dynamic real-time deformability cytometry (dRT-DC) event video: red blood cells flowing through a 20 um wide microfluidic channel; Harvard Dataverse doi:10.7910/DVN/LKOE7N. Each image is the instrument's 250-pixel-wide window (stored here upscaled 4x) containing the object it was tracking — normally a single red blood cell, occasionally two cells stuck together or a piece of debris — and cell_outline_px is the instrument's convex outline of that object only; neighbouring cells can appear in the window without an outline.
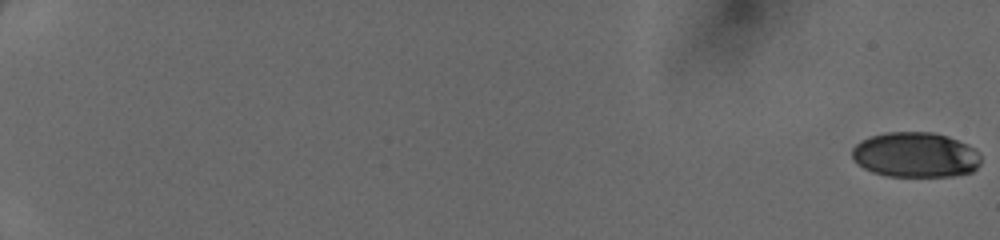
{"species": "human", "species_latin": "Homo sapiens", "temperature_condition": "cold", "stored_images_in_passage": 51, "camera_frame_rate_fps": 3000, "um_per_image_px": 0.085, "donor": {"sex": "female"}, "frame": {"image": 1, "passage_image": 1, "time_ms": 0.0, "image_size_px": [1000, 240], "cell_outline_px": [[980, 164], [972, 172], [952, 176], [884, 176], [872, 172], [856, 164], [852, 160], [852, 148], [856, 144], [872, 136], [888, 132], [932, 132], [948, 136], [968, 144], [980, 152]], "centroid_in_image_um": [77.82, 13.17], "position_along_channel_um": 7.2, "area_um2": 34.1}}
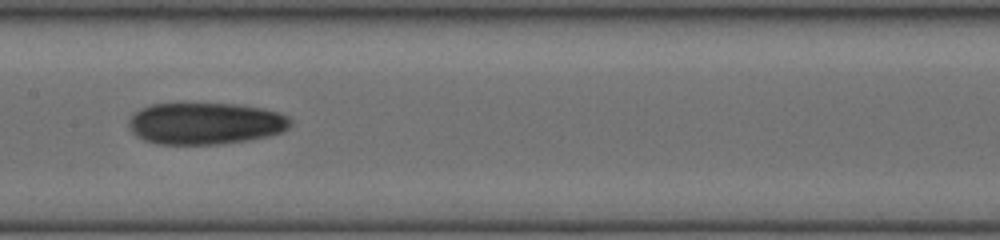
{"frame": {"image": 2, "passage_image": 30, "time_ms": 9.667, "image_size_px": [1000, 240], "cell_outline_px": [[292, 124], [284, 132], [268, 136], [248, 140], [216, 144], [156, 144], [144, 140], [136, 136], [128, 128], [128, 120], [136, 112], [152, 104], [236, 104], [264, 108], [280, 112], [288, 116], [292, 120]], "centroid_in_image_um": [17.49, 10.5], "position_along_channel_um": 189.9, "area_um2": 39.54}}
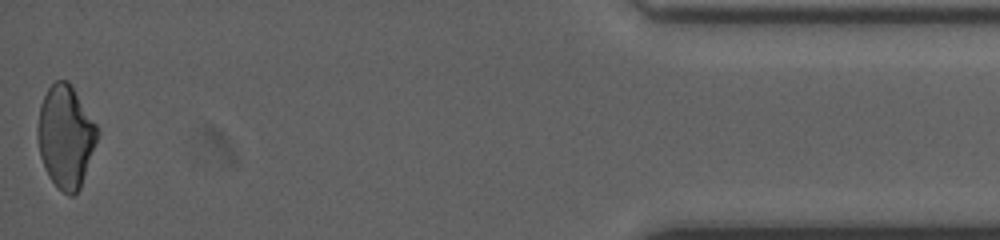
{"frame": {"image": 3, "passage_image": 51, "time_ms": 16.667, "image_size_px": [1000, 240], "cell_outline_px": [[100, 132], [80, 188], [72, 196], [68, 196], [48, 176], [40, 156], [36, 136], [36, 128], [40, 104], [48, 88], [56, 80], [68, 80], [96, 124]], "centroid_in_image_um": [5.56, 11.59], "position_along_channel_um": 429.6, "area_um2": 35.55}}